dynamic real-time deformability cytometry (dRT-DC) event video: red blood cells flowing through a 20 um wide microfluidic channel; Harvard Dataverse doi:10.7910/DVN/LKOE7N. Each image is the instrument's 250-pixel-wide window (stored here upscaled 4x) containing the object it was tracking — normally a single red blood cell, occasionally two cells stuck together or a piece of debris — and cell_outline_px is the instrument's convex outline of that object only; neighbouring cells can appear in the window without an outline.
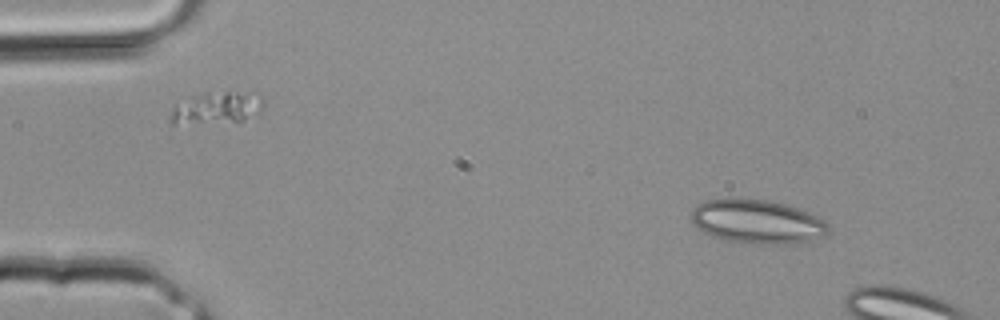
{"species": "common noctule bat (a hibernating species)", "species_latin": "Nyctalus noctula", "temperature_condition": "room temperature", "stored_images_in_passage": 2, "camera_frame_rate_fps": 3000, "um_per_image_px": 0.085, "animal": {"sex": "male", "body_mass_g": 20.4}, "frame": {"image": 1, "passage_image": 1, "time_ms": 0.0, "image_size_px": [1000, 320], "cell_outline_px": [[828, 232], [824, 236], [808, 240], [784, 244], [756, 244], [724, 240], [712, 236], [704, 232], [692, 220], [692, 208], [696, 204], [704, 200], [748, 196], [768, 200], [784, 204], [808, 212], [824, 220], [828, 224]], "centroid_in_image_um": [64.32, 18.8], "position_along_channel_um": 20.7, "area_um2": 35.32}}